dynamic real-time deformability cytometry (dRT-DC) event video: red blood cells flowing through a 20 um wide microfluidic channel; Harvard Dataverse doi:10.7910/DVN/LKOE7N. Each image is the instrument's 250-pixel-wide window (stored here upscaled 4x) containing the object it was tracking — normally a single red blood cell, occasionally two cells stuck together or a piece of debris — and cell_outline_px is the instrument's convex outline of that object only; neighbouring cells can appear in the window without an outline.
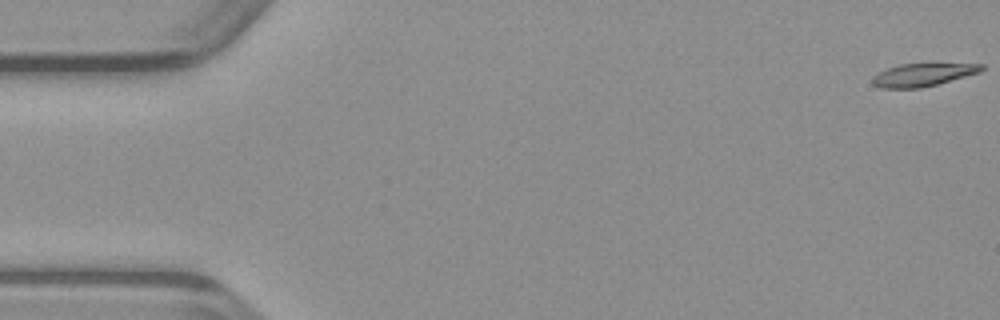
{"species": "common noctule bat (a hibernating species)", "species_latin": "Nyctalus noctula", "temperature_condition": "warm", "stored_images_in_passage": 50, "camera_frame_rate_fps": 3000, "um_per_image_px": 0.085, "animal": {"sex": "male", "body_mass_g": 23.1, "forearm_length_mm": 52.7}, "frame": {"image": 1, "passage_image": 1, "time_ms": 0.0, "image_size_px": [1000, 320], "cell_outline_px": [[984, 68], [980, 72], [936, 84], [920, 88], [880, 88], [872, 84], [872, 76], [888, 68], [900, 64], [984, 64]], "centroid_in_image_um": [78.4, 6.36], "position_along_channel_um": 6.6, "area_um2": 14.28}}
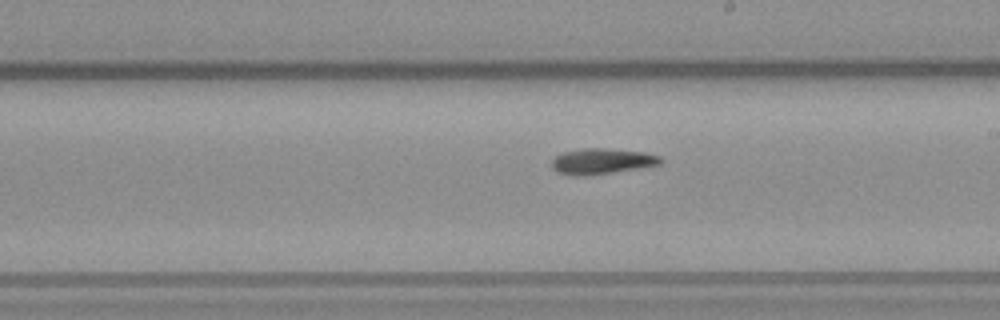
{"frame": {"image": 2, "passage_image": 28, "time_ms": 9.0, "image_size_px": [1000, 320], "cell_outline_px": [[664, 160], [660, 164], [612, 172], [584, 176], [572, 176], [556, 172], [552, 168], [552, 160], [556, 156], [564, 152], [584, 148], [604, 148], [644, 152], [660, 156]], "centroid_in_image_um": [51.13, 13.71], "position_along_channel_um": 237.9, "area_um2": 16.18}}
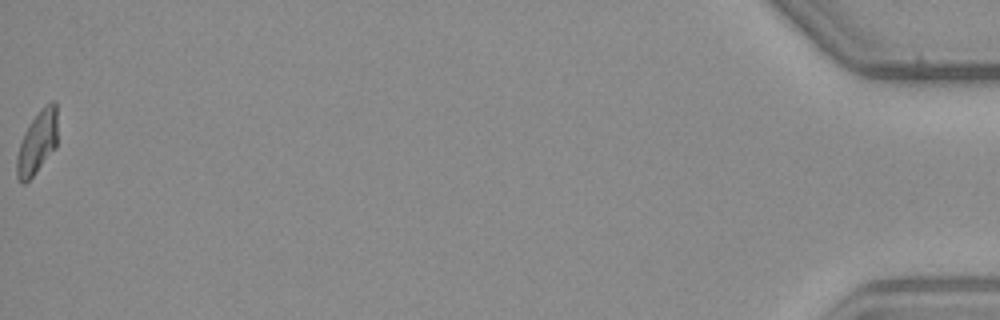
{"frame": {"image": 3, "passage_image": 50, "time_ms": 16.333, "image_size_px": [1000, 320], "cell_outline_px": [[56, 148], [36, 172], [24, 184], [20, 184], [16, 176], [16, 156], [24, 132], [40, 108], [44, 104], [52, 100], [56, 100]], "centroid_in_image_um": [3.15, 12.11], "position_along_channel_um": 432.0, "area_um2": 15.03}}